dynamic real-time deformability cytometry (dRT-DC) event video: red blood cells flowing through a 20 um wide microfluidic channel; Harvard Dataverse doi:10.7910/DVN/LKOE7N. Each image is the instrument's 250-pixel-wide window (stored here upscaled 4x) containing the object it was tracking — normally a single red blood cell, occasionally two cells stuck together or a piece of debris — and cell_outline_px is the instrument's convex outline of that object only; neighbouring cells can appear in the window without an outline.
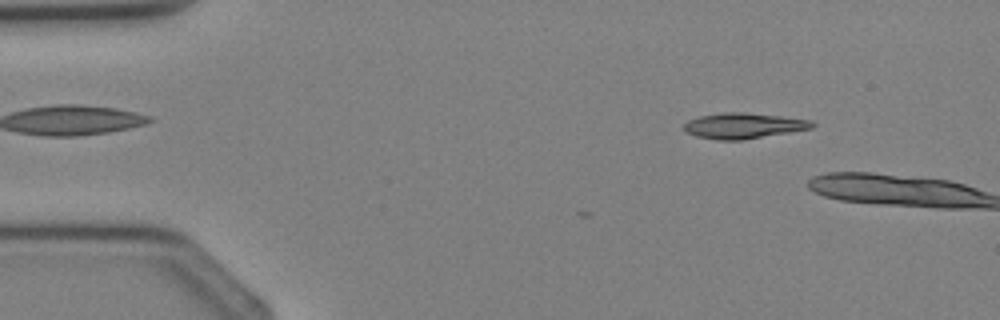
{"species": "Egyptian fruit bat (a non-hibernating species)", "species_latin": "Rousettus aegyptiacus", "temperature_condition": "cold", "stored_images_in_passage": 2, "camera_frame_rate_fps": 3000, "um_per_image_px": 0.085, "animal": {"sex": "female"}, "frame": {"image": 1, "passage_image": 1, "time_ms": 0.0, "image_size_px": [1000, 320], "cell_outline_px": [[816, 124], [812, 128], [744, 140], [716, 140], [696, 136], [684, 132], [684, 124], [688, 120], [700, 116], [724, 112], [740, 112], [780, 116], [812, 120]], "centroid_in_image_um": [63.18, 10.69], "position_along_channel_um": 21.8, "area_um2": 19.13}}